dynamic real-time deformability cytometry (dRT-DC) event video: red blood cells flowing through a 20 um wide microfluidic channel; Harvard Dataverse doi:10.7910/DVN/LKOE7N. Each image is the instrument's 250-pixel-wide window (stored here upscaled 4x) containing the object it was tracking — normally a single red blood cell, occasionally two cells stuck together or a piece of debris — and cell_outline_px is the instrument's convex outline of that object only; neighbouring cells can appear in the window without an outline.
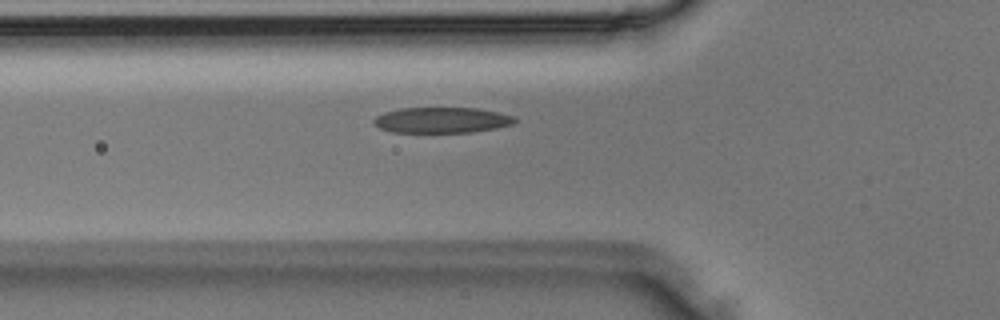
{"species": "Egyptian fruit bat (a non-hibernating species)", "species_latin": "Rousettus aegyptiacus", "temperature_condition": "room temperature", "stored_images_in_passage": 34, "camera_frame_rate_fps": 3000, "um_per_image_px": 0.085, "animal": {"sex": "male"}, "frame": {"image": 1, "passage_image": 10, "time_ms": 3.0, "image_size_px": [1000, 320], "cell_outline_px": [[516, 120], [512, 124], [496, 128], [472, 132], [392, 132], [380, 128], [372, 120], [376, 116], [384, 112], [400, 108], [476, 108], [500, 112], [516, 116]], "centroid_in_image_um": [37.57, 10.2], "position_along_channel_um": 88.2, "area_um2": 21.1}}
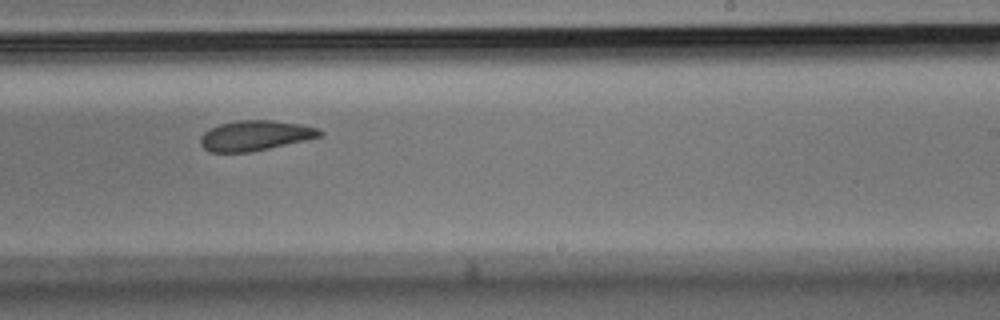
{"frame": {"image": 2, "passage_image": 20, "time_ms": 6.333, "image_size_px": [1000, 320], "cell_outline_px": [[324, 132], [320, 136], [304, 140], [268, 148], [248, 152], [212, 152], [204, 148], [200, 144], [200, 136], [204, 132], [220, 124], [236, 120], [272, 120], [300, 124], [320, 128]], "centroid_in_image_um": [21.68, 11.51], "position_along_channel_um": 267.3, "area_um2": 20.75}}
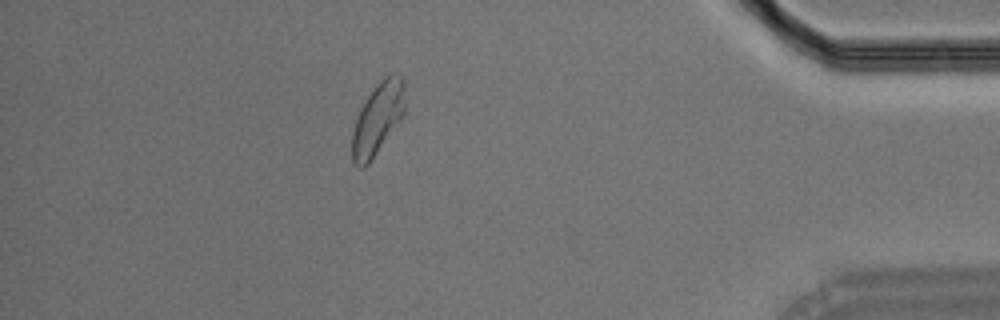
{"frame": {"image": 3, "passage_image": 30, "time_ms": 9.667, "image_size_px": [1000, 320], "cell_outline_px": [[404, 116], [368, 164], [364, 168], [356, 168], [352, 164], [352, 132], [360, 108], [376, 84], [388, 72], [392, 72], [404, 76]], "centroid_in_image_um": [32.11, 10.07], "position_along_channel_um": 403.1, "area_um2": 22.43}}